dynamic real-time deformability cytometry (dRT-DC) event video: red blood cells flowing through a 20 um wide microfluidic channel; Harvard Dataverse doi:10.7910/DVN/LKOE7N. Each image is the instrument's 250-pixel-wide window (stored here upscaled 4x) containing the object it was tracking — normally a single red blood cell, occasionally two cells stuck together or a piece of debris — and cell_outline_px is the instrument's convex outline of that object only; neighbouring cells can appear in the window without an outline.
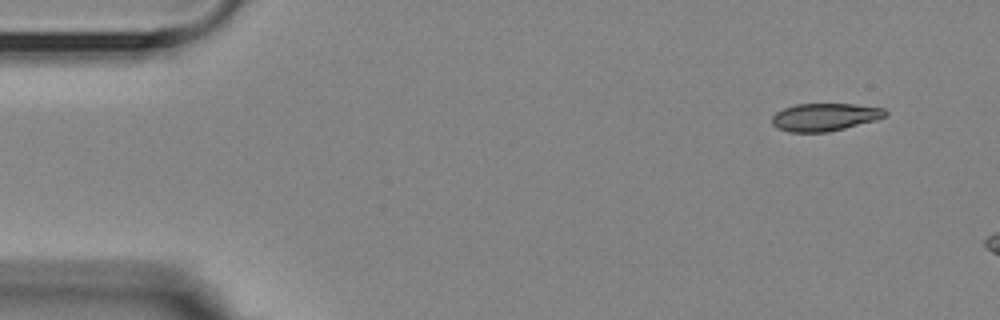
{"species": "Egyptian fruit bat (a non-hibernating species)", "species_latin": "Rousettus aegyptiacus", "temperature_condition": "room temperature", "stored_images_in_passage": 5, "segment_of_instrument_passage": [2, 2], "camera_frame_rate_fps": 3000, "um_per_image_px": 0.085, "animal": {"sex": "female"}, "frame": {"image": 1, "passage_image": 5, "time_ms": 5.0, "image_size_px": [1000, 320], "cell_outline_px": [[888, 112], [884, 116], [876, 120], [828, 132], [788, 132], [776, 128], [772, 124], [772, 116], [776, 112], [784, 108], [796, 104], [852, 104], [884, 108]], "centroid_in_image_um": [70.07, 9.95], "position_along_channel_um": 14.9, "area_um2": 18.26}}